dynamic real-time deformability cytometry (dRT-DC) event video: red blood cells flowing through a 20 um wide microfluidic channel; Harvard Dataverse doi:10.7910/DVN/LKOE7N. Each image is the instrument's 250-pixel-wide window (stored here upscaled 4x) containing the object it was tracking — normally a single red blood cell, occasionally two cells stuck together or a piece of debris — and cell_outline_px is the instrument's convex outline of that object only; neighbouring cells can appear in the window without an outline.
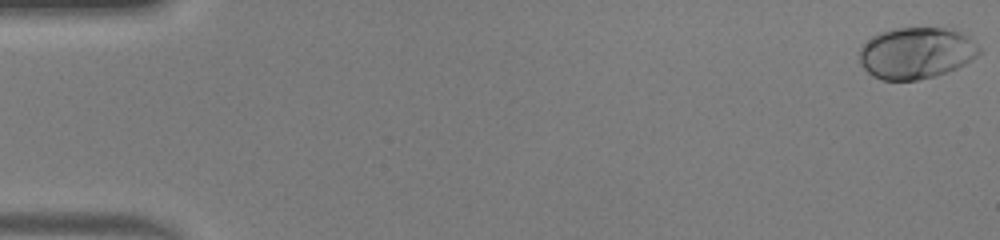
{"species": "human", "species_latin": "Homo sapiens", "temperature_condition": "warm", "stored_images_in_passage": 50, "camera_frame_rate_fps": 3000, "um_per_image_px": 0.085, "donor": {"sex": "male"}, "frame": {"image": 1, "passage_image": 1, "time_ms": 0.0, "image_size_px": [1000, 240], "cell_outline_px": [[980, 52], [972, 60], [956, 68], [936, 76], [916, 80], [884, 80], [872, 76], [860, 64], [860, 48], [872, 36], [880, 32], [892, 28], [952, 28], [968, 32], [980, 48]], "centroid_in_image_um": [77.92, 4.48], "position_along_channel_um": 7.1, "area_um2": 36.36}}
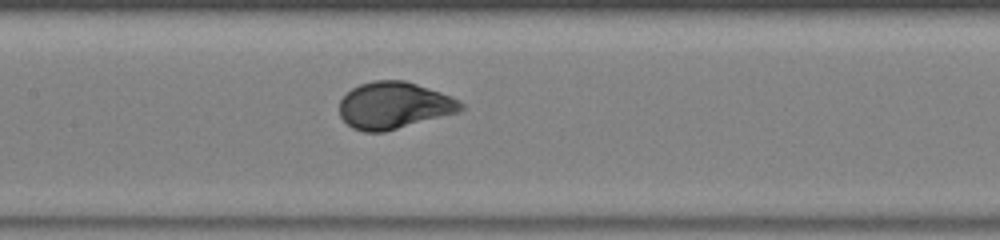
{"frame": {"image": 2, "passage_image": 25, "time_ms": 8.0, "image_size_px": [1000, 240], "cell_outline_px": [[464, 108], [460, 112], [384, 132], [364, 132], [352, 128], [340, 116], [340, 100], [352, 88], [360, 84], [376, 80], [404, 80], [452, 96], [460, 100], [464, 104]], "centroid_in_image_um": [33.52, 8.97], "position_along_channel_um": 173.9, "area_um2": 33.18}}
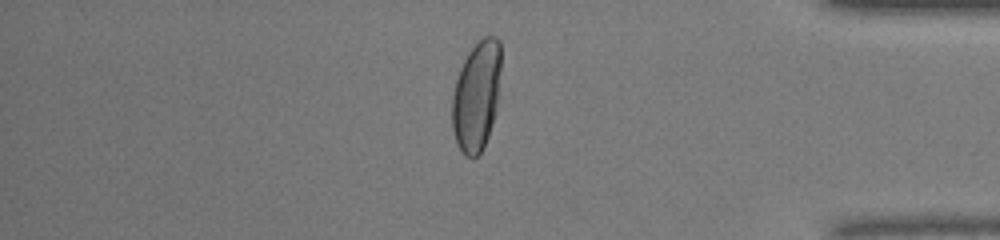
{"frame": {"image": 3, "passage_image": 43, "time_ms": 14.0, "image_size_px": [1000, 240], "cell_outline_px": [[500, 72], [496, 104], [492, 124], [484, 148], [472, 160], [464, 156], [456, 144], [452, 128], [452, 96], [456, 80], [460, 68], [468, 52], [484, 36], [496, 36], [500, 40]], "centroid_in_image_um": [40.48, 8.19], "position_along_channel_um": 394.7, "area_um2": 31.33}, "authors_computed_cell_mechanics": {"area_um2": 33.4662, "velocity_mm_per_s": 4.1221, "shape_relaxation_time_tau1_ms": 2.635, "shape_relaxation_time_tau2_ms": null, "deformation_change_tau1": 0.1711, "deformation_change_tau2": null}}